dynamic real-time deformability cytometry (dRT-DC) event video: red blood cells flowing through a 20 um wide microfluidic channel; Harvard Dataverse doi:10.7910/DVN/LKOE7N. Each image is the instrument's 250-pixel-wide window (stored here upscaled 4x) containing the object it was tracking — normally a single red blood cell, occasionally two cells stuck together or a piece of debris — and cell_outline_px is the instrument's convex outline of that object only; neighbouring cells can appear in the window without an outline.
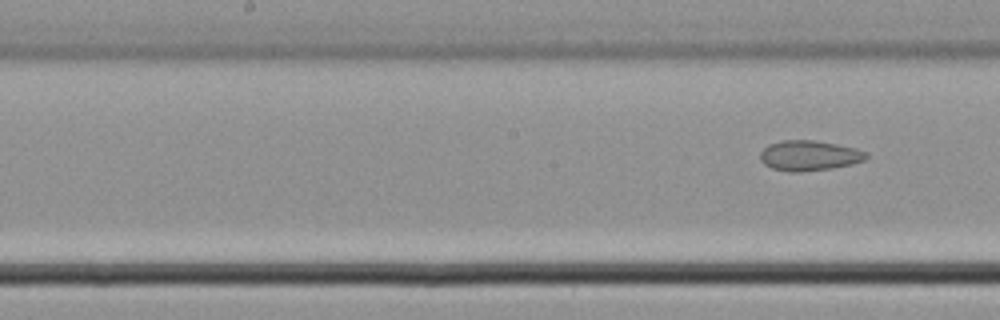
{"species": "common noctule bat (a hibernating species)", "species_latin": "Nyctalus noctula", "temperature_condition": "cold", "stored_images_in_passage": 7, "camera_frame_rate_fps": 3000, "um_per_image_px": 0.085, "animal": {"sex": "male", "body_mass_g": 21.5, "forearm_length_mm": 52.0}, "frame": {"image": 1, "passage_image": 7, "time_ms": 2.0, "image_size_px": [1000, 320], "cell_outline_px": [[868, 156], [864, 160], [852, 164], [832, 168], [796, 172], [788, 172], [772, 168], [764, 164], [760, 160], [760, 152], [768, 144], [780, 140], [812, 140], [836, 144], [856, 148], [868, 152]], "centroid_in_image_um": [68.77, 13.22], "position_along_channel_um": 179.4, "area_um2": 18.73}}